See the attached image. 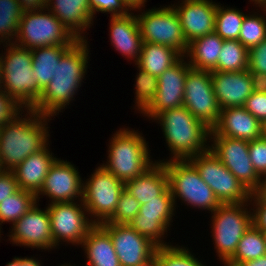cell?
I'll return each instance as SVG.
<instances>
[{
    "label": "cell",
    "instance_id": "57",
    "mask_svg": "<svg viewBox=\"0 0 266 266\" xmlns=\"http://www.w3.org/2000/svg\"><path fill=\"white\" fill-rule=\"evenodd\" d=\"M71 263L69 262V263H63V264H61V265H58V266H76V264H74V265H70Z\"/></svg>",
    "mask_w": 266,
    "mask_h": 266
},
{
    "label": "cell",
    "instance_id": "34",
    "mask_svg": "<svg viewBox=\"0 0 266 266\" xmlns=\"http://www.w3.org/2000/svg\"><path fill=\"white\" fill-rule=\"evenodd\" d=\"M221 5L223 4L217 2L214 31L223 40H238L246 12L236 7Z\"/></svg>",
    "mask_w": 266,
    "mask_h": 266
},
{
    "label": "cell",
    "instance_id": "2",
    "mask_svg": "<svg viewBox=\"0 0 266 266\" xmlns=\"http://www.w3.org/2000/svg\"><path fill=\"white\" fill-rule=\"evenodd\" d=\"M52 118L32 109H23L4 123L0 127V170H14L29 155L51 143L48 123L54 120Z\"/></svg>",
    "mask_w": 266,
    "mask_h": 266
},
{
    "label": "cell",
    "instance_id": "4",
    "mask_svg": "<svg viewBox=\"0 0 266 266\" xmlns=\"http://www.w3.org/2000/svg\"><path fill=\"white\" fill-rule=\"evenodd\" d=\"M130 128L123 126L112 134L107 146V161L101 164L124 183L142 175L156 162L152 160L144 135Z\"/></svg>",
    "mask_w": 266,
    "mask_h": 266
},
{
    "label": "cell",
    "instance_id": "36",
    "mask_svg": "<svg viewBox=\"0 0 266 266\" xmlns=\"http://www.w3.org/2000/svg\"><path fill=\"white\" fill-rule=\"evenodd\" d=\"M23 12L17 0H0V45L14 42Z\"/></svg>",
    "mask_w": 266,
    "mask_h": 266
},
{
    "label": "cell",
    "instance_id": "13",
    "mask_svg": "<svg viewBox=\"0 0 266 266\" xmlns=\"http://www.w3.org/2000/svg\"><path fill=\"white\" fill-rule=\"evenodd\" d=\"M183 106L210 130L217 124L221 109L211 80V71L191 68L185 78Z\"/></svg>",
    "mask_w": 266,
    "mask_h": 266
},
{
    "label": "cell",
    "instance_id": "39",
    "mask_svg": "<svg viewBox=\"0 0 266 266\" xmlns=\"http://www.w3.org/2000/svg\"><path fill=\"white\" fill-rule=\"evenodd\" d=\"M140 211V203L125 189L118 199L117 208L108 224H130Z\"/></svg>",
    "mask_w": 266,
    "mask_h": 266
},
{
    "label": "cell",
    "instance_id": "54",
    "mask_svg": "<svg viewBox=\"0 0 266 266\" xmlns=\"http://www.w3.org/2000/svg\"><path fill=\"white\" fill-rule=\"evenodd\" d=\"M261 138L266 141V121L261 123Z\"/></svg>",
    "mask_w": 266,
    "mask_h": 266
},
{
    "label": "cell",
    "instance_id": "50",
    "mask_svg": "<svg viewBox=\"0 0 266 266\" xmlns=\"http://www.w3.org/2000/svg\"><path fill=\"white\" fill-rule=\"evenodd\" d=\"M241 266H266V255L250 261H245L240 264Z\"/></svg>",
    "mask_w": 266,
    "mask_h": 266
},
{
    "label": "cell",
    "instance_id": "35",
    "mask_svg": "<svg viewBox=\"0 0 266 266\" xmlns=\"http://www.w3.org/2000/svg\"><path fill=\"white\" fill-rule=\"evenodd\" d=\"M36 202V196L33 193L19 188L9 198L0 203V227L2 228L5 223L12 226Z\"/></svg>",
    "mask_w": 266,
    "mask_h": 266
},
{
    "label": "cell",
    "instance_id": "53",
    "mask_svg": "<svg viewBox=\"0 0 266 266\" xmlns=\"http://www.w3.org/2000/svg\"><path fill=\"white\" fill-rule=\"evenodd\" d=\"M248 2L252 3L256 8L266 7V0H249Z\"/></svg>",
    "mask_w": 266,
    "mask_h": 266
},
{
    "label": "cell",
    "instance_id": "30",
    "mask_svg": "<svg viewBox=\"0 0 266 266\" xmlns=\"http://www.w3.org/2000/svg\"><path fill=\"white\" fill-rule=\"evenodd\" d=\"M67 45H53L31 50L32 67L35 80L43 90L55 76L58 62L62 55L70 48Z\"/></svg>",
    "mask_w": 266,
    "mask_h": 266
},
{
    "label": "cell",
    "instance_id": "21",
    "mask_svg": "<svg viewBox=\"0 0 266 266\" xmlns=\"http://www.w3.org/2000/svg\"><path fill=\"white\" fill-rule=\"evenodd\" d=\"M172 7L179 17L188 44L214 32L217 2L213 0H179Z\"/></svg>",
    "mask_w": 266,
    "mask_h": 266
},
{
    "label": "cell",
    "instance_id": "15",
    "mask_svg": "<svg viewBox=\"0 0 266 266\" xmlns=\"http://www.w3.org/2000/svg\"><path fill=\"white\" fill-rule=\"evenodd\" d=\"M209 149L251 193L259 189L261 178L251 163L248 141L225 136H210Z\"/></svg>",
    "mask_w": 266,
    "mask_h": 266
},
{
    "label": "cell",
    "instance_id": "18",
    "mask_svg": "<svg viewBox=\"0 0 266 266\" xmlns=\"http://www.w3.org/2000/svg\"><path fill=\"white\" fill-rule=\"evenodd\" d=\"M191 69L187 58L182 56L174 65L158 77V87L152 104L141 114L153 120L167 109L183 106L185 78Z\"/></svg>",
    "mask_w": 266,
    "mask_h": 266
},
{
    "label": "cell",
    "instance_id": "38",
    "mask_svg": "<svg viewBox=\"0 0 266 266\" xmlns=\"http://www.w3.org/2000/svg\"><path fill=\"white\" fill-rule=\"evenodd\" d=\"M135 76V112L142 114L153 102L158 87V77L142 70L138 66Z\"/></svg>",
    "mask_w": 266,
    "mask_h": 266
},
{
    "label": "cell",
    "instance_id": "46",
    "mask_svg": "<svg viewBox=\"0 0 266 266\" xmlns=\"http://www.w3.org/2000/svg\"><path fill=\"white\" fill-rule=\"evenodd\" d=\"M19 189L12 171L0 170V203Z\"/></svg>",
    "mask_w": 266,
    "mask_h": 266
},
{
    "label": "cell",
    "instance_id": "51",
    "mask_svg": "<svg viewBox=\"0 0 266 266\" xmlns=\"http://www.w3.org/2000/svg\"><path fill=\"white\" fill-rule=\"evenodd\" d=\"M263 199H266V176L261 179V185L256 191Z\"/></svg>",
    "mask_w": 266,
    "mask_h": 266
},
{
    "label": "cell",
    "instance_id": "25",
    "mask_svg": "<svg viewBox=\"0 0 266 266\" xmlns=\"http://www.w3.org/2000/svg\"><path fill=\"white\" fill-rule=\"evenodd\" d=\"M50 149L49 143L38 153L29 155L14 170H12L20 189L29 191L35 196L39 193L50 166L57 159Z\"/></svg>",
    "mask_w": 266,
    "mask_h": 266
},
{
    "label": "cell",
    "instance_id": "28",
    "mask_svg": "<svg viewBox=\"0 0 266 266\" xmlns=\"http://www.w3.org/2000/svg\"><path fill=\"white\" fill-rule=\"evenodd\" d=\"M223 42L215 31L190 42L185 55L190 67L212 71L217 66Z\"/></svg>",
    "mask_w": 266,
    "mask_h": 266
},
{
    "label": "cell",
    "instance_id": "14",
    "mask_svg": "<svg viewBox=\"0 0 266 266\" xmlns=\"http://www.w3.org/2000/svg\"><path fill=\"white\" fill-rule=\"evenodd\" d=\"M176 207L171 190L168 187L160 200H151L140 205V211L130 222V226L140 235L147 237L158 247L172 245L166 242L167 232L170 231L175 216ZM168 230V231H167ZM166 235V236H165Z\"/></svg>",
    "mask_w": 266,
    "mask_h": 266
},
{
    "label": "cell",
    "instance_id": "43",
    "mask_svg": "<svg viewBox=\"0 0 266 266\" xmlns=\"http://www.w3.org/2000/svg\"><path fill=\"white\" fill-rule=\"evenodd\" d=\"M249 156L256 173L262 179L266 176V141L262 138L250 141Z\"/></svg>",
    "mask_w": 266,
    "mask_h": 266
},
{
    "label": "cell",
    "instance_id": "31",
    "mask_svg": "<svg viewBox=\"0 0 266 266\" xmlns=\"http://www.w3.org/2000/svg\"><path fill=\"white\" fill-rule=\"evenodd\" d=\"M263 255H266L264 233L252 224L241 237L234 255L228 261L240 265Z\"/></svg>",
    "mask_w": 266,
    "mask_h": 266
},
{
    "label": "cell",
    "instance_id": "6",
    "mask_svg": "<svg viewBox=\"0 0 266 266\" xmlns=\"http://www.w3.org/2000/svg\"><path fill=\"white\" fill-rule=\"evenodd\" d=\"M169 179V188L176 210L177 200L191 209L213 213L221 203L212 189L203 181L189 160H170L163 163ZM178 198V199H177Z\"/></svg>",
    "mask_w": 266,
    "mask_h": 266
},
{
    "label": "cell",
    "instance_id": "1",
    "mask_svg": "<svg viewBox=\"0 0 266 266\" xmlns=\"http://www.w3.org/2000/svg\"><path fill=\"white\" fill-rule=\"evenodd\" d=\"M89 41L78 40L61 57L57 65L55 76L42 90V93L32 108L35 112L45 116H57L65 111L75 99L83 79L86 80L88 63L90 62ZM64 109V110H63Z\"/></svg>",
    "mask_w": 266,
    "mask_h": 266
},
{
    "label": "cell",
    "instance_id": "17",
    "mask_svg": "<svg viewBox=\"0 0 266 266\" xmlns=\"http://www.w3.org/2000/svg\"><path fill=\"white\" fill-rule=\"evenodd\" d=\"M44 196L48 204L81 201L83 198V179L78 167L72 162L57 158L50 166L44 184L36 195V201Z\"/></svg>",
    "mask_w": 266,
    "mask_h": 266
},
{
    "label": "cell",
    "instance_id": "19",
    "mask_svg": "<svg viewBox=\"0 0 266 266\" xmlns=\"http://www.w3.org/2000/svg\"><path fill=\"white\" fill-rule=\"evenodd\" d=\"M112 239L121 266H138L156 254L158 246L129 224H100Z\"/></svg>",
    "mask_w": 266,
    "mask_h": 266
},
{
    "label": "cell",
    "instance_id": "20",
    "mask_svg": "<svg viewBox=\"0 0 266 266\" xmlns=\"http://www.w3.org/2000/svg\"><path fill=\"white\" fill-rule=\"evenodd\" d=\"M213 90L220 109L243 107L258 87V80L248 71H211Z\"/></svg>",
    "mask_w": 266,
    "mask_h": 266
},
{
    "label": "cell",
    "instance_id": "41",
    "mask_svg": "<svg viewBox=\"0 0 266 266\" xmlns=\"http://www.w3.org/2000/svg\"><path fill=\"white\" fill-rule=\"evenodd\" d=\"M89 6L93 20L99 12L110 14V16L127 15L131 12V9L123 0H89Z\"/></svg>",
    "mask_w": 266,
    "mask_h": 266
},
{
    "label": "cell",
    "instance_id": "26",
    "mask_svg": "<svg viewBox=\"0 0 266 266\" xmlns=\"http://www.w3.org/2000/svg\"><path fill=\"white\" fill-rule=\"evenodd\" d=\"M169 187L165 166L155 162L142 175L124 183V189L138 200L140 205L151 200H160V195Z\"/></svg>",
    "mask_w": 266,
    "mask_h": 266
},
{
    "label": "cell",
    "instance_id": "55",
    "mask_svg": "<svg viewBox=\"0 0 266 266\" xmlns=\"http://www.w3.org/2000/svg\"><path fill=\"white\" fill-rule=\"evenodd\" d=\"M220 262H221L220 264H223L224 266H241V265H238V264L231 263L229 261H220Z\"/></svg>",
    "mask_w": 266,
    "mask_h": 266
},
{
    "label": "cell",
    "instance_id": "45",
    "mask_svg": "<svg viewBox=\"0 0 266 266\" xmlns=\"http://www.w3.org/2000/svg\"><path fill=\"white\" fill-rule=\"evenodd\" d=\"M23 110L9 95L0 89V127Z\"/></svg>",
    "mask_w": 266,
    "mask_h": 266
},
{
    "label": "cell",
    "instance_id": "52",
    "mask_svg": "<svg viewBox=\"0 0 266 266\" xmlns=\"http://www.w3.org/2000/svg\"><path fill=\"white\" fill-rule=\"evenodd\" d=\"M138 266H159L158 264V255L155 254L150 259H148L146 262L139 264Z\"/></svg>",
    "mask_w": 266,
    "mask_h": 266
},
{
    "label": "cell",
    "instance_id": "12",
    "mask_svg": "<svg viewBox=\"0 0 266 266\" xmlns=\"http://www.w3.org/2000/svg\"><path fill=\"white\" fill-rule=\"evenodd\" d=\"M51 222L53 250L65 243L79 247L95 225L83 201L46 204ZM63 242V243H62ZM61 244V245H59Z\"/></svg>",
    "mask_w": 266,
    "mask_h": 266
},
{
    "label": "cell",
    "instance_id": "7",
    "mask_svg": "<svg viewBox=\"0 0 266 266\" xmlns=\"http://www.w3.org/2000/svg\"><path fill=\"white\" fill-rule=\"evenodd\" d=\"M250 202L221 204L210 215L212 242L218 261H228L243 234L252 226Z\"/></svg>",
    "mask_w": 266,
    "mask_h": 266
},
{
    "label": "cell",
    "instance_id": "3",
    "mask_svg": "<svg viewBox=\"0 0 266 266\" xmlns=\"http://www.w3.org/2000/svg\"><path fill=\"white\" fill-rule=\"evenodd\" d=\"M152 122L160 125L170 152L169 159H158L157 162L189 160L209 149L210 129L184 106L164 110Z\"/></svg>",
    "mask_w": 266,
    "mask_h": 266
},
{
    "label": "cell",
    "instance_id": "27",
    "mask_svg": "<svg viewBox=\"0 0 266 266\" xmlns=\"http://www.w3.org/2000/svg\"><path fill=\"white\" fill-rule=\"evenodd\" d=\"M85 266H121L110 234L100 225L95 224L80 244Z\"/></svg>",
    "mask_w": 266,
    "mask_h": 266
},
{
    "label": "cell",
    "instance_id": "8",
    "mask_svg": "<svg viewBox=\"0 0 266 266\" xmlns=\"http://www.w3.org/2000/svg\"><path fill=\"white\" fill-rule=\"evenodd\" d=\"M79 39L69 31L46 7L24 11L14 44L35 49L53 45L72 46Z\"/></svg>",
    "mask_w": 266,
    "mask_h": 266
},
{
    "label": "cell",
    "instance_id": "59",
    "mask_svg": "<svg viewBox=\"0 0 266 266\" xmlns=\"http://www.w3.org/2000/svg\"><path fill=\"white\" fill-rule=\"evenodd\" d=\"M263 233H264L265 244H266V232H263Z\"/></svg>",
    "mask_w": 266,
    "mask_h": 266
},
{
    "label": "cell",
    "instance_id": "22",
    "mask_svg": "<svg viewBox=\"0 0 266 266\" xmlns=\"http://www.w3.org/2000/svg\"><path fill=\"white\" fill-rule=\"evenodd\" d=\"M127 15L109 16L110 44L126 60L136 64L142 51L143 39L136 12ZM132 60V61H131Z\"/></svg>",
    "mask_w": 266,
    "mask_h": 266
},
{
    "label": "cell",
    "instance_id": "33",
    "mask_svg": "<svg viewBox=\"0 0 266 266\" xmlns=\"http://www.w3.org/2000/svg\"><path fill=\"white\" fill-rule=\"evenodd\" d=\"M256 11L245 15L239 33L238 41L248 50L266 39V7H258Z\"/></svg>",
    "mask_w": 266,
    "mask_h": 266
},
{
    "label": "cell",
    "instance_id": "32",
    "mask_svg": "<svg viewBox=\"0 0 266 266\" xmlns=\"http://www.w3.org/2000/svg\"><path fill=\"white\" fill-rule=\"evenodd\" d=\"M249 50L238 40H224L217 66L212 71L241 72L248 70Z\"/></svg>",
    "mask_w": 266,
    "mask_h": 266
},
{
    "label": "cell",
    "instance_id": "16",
    "mask_svg": "<svg viewBox=\"0 0 266 266\" xmlns=\"http://www.w3.org/2000/svg\"><path fill=\"white\" fill-rule=\"evenodd\" d=\"M36 202L20 219L10 226L8 241L16 246L32 250H53L50 215L47 206L43 209Z\"/></svg>",
    "mask_w": 266,
    "mask_h": 266
},
{
    "label": "cell",
    "instance_id": "24",
    "mask_svg": "<svg viewBox=\"0 0 266 266\" xmlns=\"http://www.w3.org/2000/svg\"><path fill=\"white\" fill-rule=\"evenodd\" d=\"M46 8L79 40H88L93 20L89 0H47Z\"/></svg>",
    "mask_w": 266,
    "mask_h": 266
},
{
    "label": "cell",
    "instance_id": "49",
    "mask_svg": "<svg viewBox=\"0 0 266 266\" xmlns=\"http://www.w3.org/2000/svg\"><path fill=\"white\" fill-rule=\"evenodd\" d=\"M126 5L131 9V10H135L137 8H146V3L147 0H123ZM146 2V3H145Z\"/></svg>",
    "mask_w": 266,
    "mask_h": 266
},
{
    "label": "cell",
    "instance_id": "44",
    "mask_svg": "<svg viewBox=\"0 0 266 266\" xmlns=\"http://www.w3.org/2000/svg\"><path fill=\"white\" fill-rule=\"evenodd\" d=\"M249 202L253 225L262 232H266V199H263L257 192H253Z\"/></svg>",
    "mask_w": 266,
    "mask_h": 266
},
{
    "label": "cell",
    "instance_id": "58",
    "mask_svg": "<svg viewBox=\"0 0 266 266\" xmlns=\"http://www.w3.org/2000/svg\"><path fill=\"white\" fill-rule=\"evenodd\" d=\"M1 229H2V228L0 227V240H1L2 237H3V236H2V235H3V233H2L3 231H2Z\"/></svg>",
    "mask_w": 266,
    "mask_h": 266
},
{
    "label": "cell",
    "instance_id": "42",
    "mask_svg": "<svg viewBox=\"0 0 266 266\" xmlns=\"http://www.w3.org/2000/svg\"><path fill=\"white\" fill-rule=\"evenodd\" d=\"M243 107L260 123L266 121V85H258Z\"/></svg>",
    "mask_w": 266,
    "mask_h": 266
},
{
    "label": "cell",
    "instance_id": "10",
    "mask_svg": "<svg viewBox=\"0 0 266 266\" xmlns=\"http://www.w3.org/2000/svg\"><path fill=\"white\" fill-rule=\"evenodd\" d=\"M137 19L143 42L167 45L182 56L188 51L182 26L172 3L149 9L137 8ZM140 12V13H139Z\"/></svg>",
    "mask_w": 266,
    "mask_h": 266
},
{
    "label": "cell",
    "instance_id": "11",
    "mask_svg": "<svg viewBox=\"0 0 266 266\" xmlns=\"http://www.w3.org/2000/svg\"><path fill=\"white\" fill-rule=\"evenodd\" d=\"M189 161L198 170L203 181L212 189L221 204L247 203L251 192L208 149Z\"/></svg>",
    "mask_w": 266,
    "mask_h": 266
},
{
    "label": "cell",
    "instance_id": "56",
    "mask_svg": "<svg viewBox=\"0 0 266 266\" xmlns=\"http://www.w3.org/2000/svg\"><path fill=\"white\" fill-rule=\"evenodd\" d=\"M2 86V70H1V63H0V89Z\"/></svg>",
    "mask_w": 266,
    "mask_h": 266
},
{
    "label": "cell",
    "instance_id": "9",
    "mask_svg": "<svg viewBox=\"0 0 266 266\" xmlns=\"http://www.w3.org/2000/svg\"><path fill=\"white\" fill-rule=\"evenodd\" d=\"M83 180V204L94 224L107 222L114 214L124 182L101 164Z\"/></svg>",
    "mask_w": 266,
    "mask_h": 266
},
{
    "label": "cell",
    "instance_id": "40",
    "mask_svg": "<svg viewBox=\"0 0 266 266\" xmlns=\"http://www.w3.org/2000/svg\"><path fill=\"white\" fill-rule=\"evenodd\" d=\"M248 71L258 80L259 85H266V39L249 49Z\"/></svg>",
    "mask_w": 266,
    "mask_h": 266
},
{
    "label": "cell",
    "instance_id": "48",
    "mask_svg": "<svg viewBox=\"0 0 266 266\" xmlns=\"http://www.w3.org/2000/svg\"><path fill=\"white\" fill-rule=\"evenodd\" d=\"M23 11L41 10L46 7L47 0H17Z\"/></svg>",
    "mask_w": 266,
    "mask_h": 266
},
{
    "label": "cell",
    "instance_id": "23",
    "mask_svg": "<svg viewBox=\"0 0 266 266\" xmlns=\"http://www.w3.org/2000/svg\"><path fill=\"white\" fill-rule=\"evenodd\" d=\"M210 136H225L245 141L261 138V123L244 107L221 109Z\"/></svg>",
    "mask_w": 266,
    "mask_h": 266
},
{
    "label": "cell",
    "instance_id": "47",
    "mask_svg": "<svg viewBox=\"0 0 266 266\" xmlns=\"http://www.w3.org/2000/svg\"><path fill=\"white\" fill-rule=\"evenodd\" d=\"M40 261V262H39ZM6 266H43L38 257H17L15 256L11 262L6 263Z\"/></svg>",
    "mask_w": 266,
    "mask_h": 266
},
{
    "label": "cell",
    "instance_id": "5",
    "mask_svg": "<svg viewBox=\"0 0 266 266\" xmlns=\"http://www.w3.org/2000/svg\"><path fill=\"white\" fill-rule=\"evenodd\" d=\"M3 48L1 89L23 109H32L42 90L35 80L31 50L14 43H3Z\"/></svg>",
    "mask_w": 266,
    "mask_h": 266
},
{
    "label": "cell",
    "instance_id": "29",
    "mask_svg": "<svg viewBox=\"0 0 266 266\" xmlns=\"http://www.w3.org/2000/svg\"><path fill=\"white\" fill-rule=\"evenodd\" d=\"M181 57L182 55L170 46L143 42L140 58L135 65L151 75L159 77Z\"/></svg>",
    "mask_w": 266,
    "mask_h": 266
},
{
    "label": "cell",
    "instance_id": "37",
    "mask_svg": "<svg viewBox=\"0 0 266 266\" xmlns=\"http://www.w3.org/2000/svg\"><path fill=\"white\" fill-rule=\"evenodd\" d=\"M173 244L157 248L159 266H207L203 260L196 258L189 247Z\"/></svg>",
    "mask_w": 266,
    "mask_h": 266
}]
</instances>
